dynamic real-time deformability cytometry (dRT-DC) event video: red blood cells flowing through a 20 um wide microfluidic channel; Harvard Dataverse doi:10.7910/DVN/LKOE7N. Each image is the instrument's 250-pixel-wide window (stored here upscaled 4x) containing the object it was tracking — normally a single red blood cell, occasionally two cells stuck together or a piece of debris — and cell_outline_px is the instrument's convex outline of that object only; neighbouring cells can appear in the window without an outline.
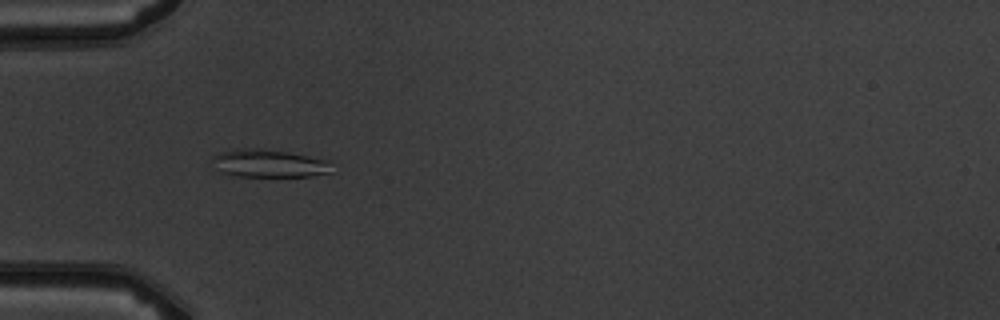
{"species": "common noctule bat (a hibernating species)", "species_latin": "Nyctalus noctula", "temperature_condition": "warm", "stored_images_in_passage": 3, "camera_frame_rate_fps": 3000, "um_per_image_px": 0.085, "animal": {"sex": "male", "body_mass_g": 19.5, "forearm_length_mm": 54.6}, "frame": {"image": 1, "passage_image": 1, "time_ms": 0.0, "image_size_px": [1000, 320], "cell_outline_px": [[336, 172], [312, 176], [240, 176], [220, 172], [212, 156], [232, 148], [264, 148], [288, 152], [328, 160]], "centroid_in_image_um": [22.93, 13.88], "position_along_channel_um": 62.1, "area_um2": 19.48}}
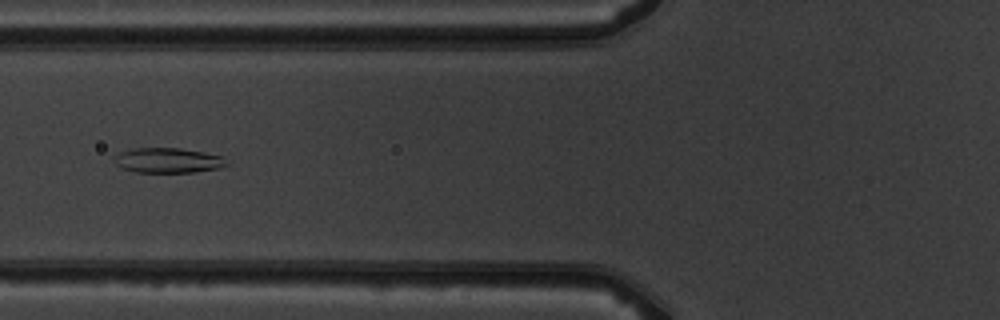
{"frame": {"image": 2, "passage_image": 2, "time_ms": 1.333, "image_size_px": [1000, 320], "cell_outline_px": [[228, 164], [220, 168], [192, 172], [136, 172], [124, 168], [116, 164], [116, 156], [120, 152], [132, 148], [180, 148], [204, 152], [224, 156]], "centroid_in_image_um": [14.33, 13.62], "position_along_channel_um": 111.5, "area_um2": 16.24}}